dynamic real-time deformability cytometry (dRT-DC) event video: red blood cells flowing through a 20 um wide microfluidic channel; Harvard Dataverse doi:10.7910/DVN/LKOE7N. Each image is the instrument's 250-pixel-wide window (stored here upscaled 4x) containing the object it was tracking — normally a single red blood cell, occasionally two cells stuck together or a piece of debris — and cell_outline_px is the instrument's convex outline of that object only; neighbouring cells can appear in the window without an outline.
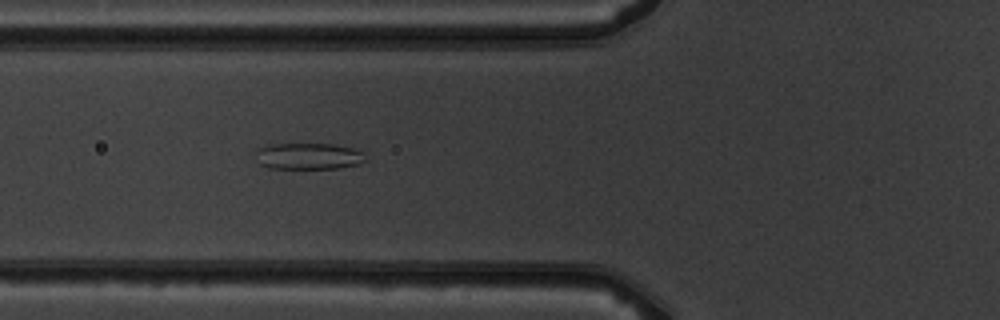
{"species": "common noctule bat (a hibernating species)", "species_latin": "Nyctalus noctula", "temperature_condition": "warm", "stored_images_in_passage": 7, "camera_frame_rate_fps": 3000, "um_per_image_px": 0.085, "animal": {"sex": "male", "body_mass_g": 19.5, "forearm_length_mm": 54.6}, "frame": {"image": 1, "passage_image": 7, "time_ms": 6.667, "image_size_px": [1000, 320], "cell_outline_px": [[368, 160], [356, 164], [340, 168], [268, 168], [260, 164], [256, 152], [256, 148], [268, 144], [332, 144], [352, 148], [364, 152]], "centroid_in_image_um": [26.23, 13.27], "position_along_channel_um": 99.6, "area_um2": 16.94}}